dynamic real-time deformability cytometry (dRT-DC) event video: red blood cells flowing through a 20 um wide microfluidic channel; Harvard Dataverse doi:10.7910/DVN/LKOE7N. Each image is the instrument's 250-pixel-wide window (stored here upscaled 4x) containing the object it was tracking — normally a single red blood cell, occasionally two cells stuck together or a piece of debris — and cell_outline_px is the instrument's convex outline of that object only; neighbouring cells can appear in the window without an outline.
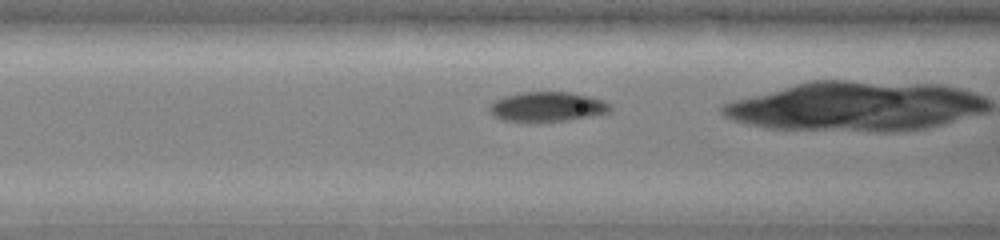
{"species": "common noctule bat (a hibernating species)", "species_latin": "Nyctalus noctula", "temperature_condition": "warm", "stored_images_in_passage": 31, "camera_frame_rate_fps": 3000, "um_per_image_px": 0.085, "animal": {"sex": "female", "body_mass_g": 19.0, "forearm_length_mm": 51.5}, "frame": {"image": 1, "passage_image": 8, "time_ms": 2.333, "image_size_px": [1000, 240], "cell_outline_px": [[612, 108], [608, 112], [592, 116], [564, 120], [504, 120], [496, 116], [488, 108], [496, 100], [504, 96], [520, 92], [568, 92], [588, 96], [604, 100], [612, 104]], "centroid_in_image_um": [46.58, 9.04], "position_along_channel_um": 120.0, "area_um2": 20.29}}
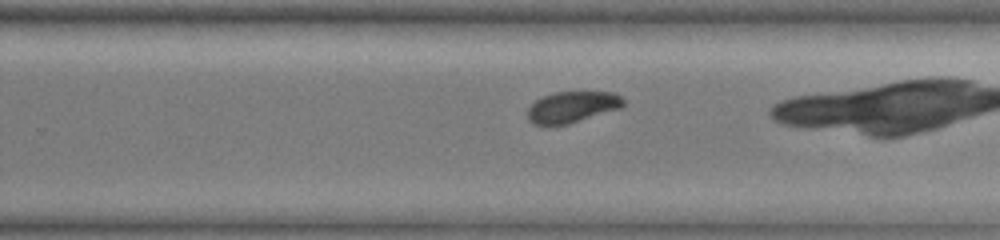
{"frame": {"image": 2, "passage_image": 21, "time_ms": 6.667, "image_size_px": [1000, 240], "cell_outline_px": [[624, 104], [620, 108], [568, 124], [532, 124], [528, 120], [528, 108], [536, 100], [544, 96], [556, 92], [616, 92], [624, 100]], "centroid_in_image_um": [48.65, 9.08], "position_along_channel_um": 281.2, "area_um2": 17.17}}
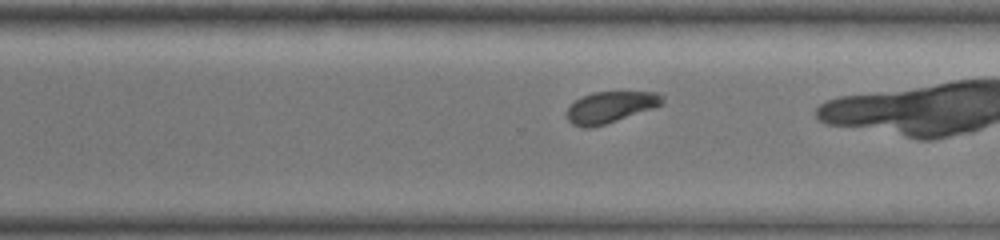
{"frame": {"image": 3, "passage_image": 24, "time_ms": 7.667, "image_size_px": [1000, 240], "cell_outline_px": [[664, 104], [656, 108], [592, 128], [584, 128], [572, 124], [568, 120], [568, 108], [576, 100], [592, 92], [660, 92], [664, 96]], "centroid_in_image_um": [51.96, 9.1], "position_along_channel_um": 318.6, "area_um2": 17.51}}